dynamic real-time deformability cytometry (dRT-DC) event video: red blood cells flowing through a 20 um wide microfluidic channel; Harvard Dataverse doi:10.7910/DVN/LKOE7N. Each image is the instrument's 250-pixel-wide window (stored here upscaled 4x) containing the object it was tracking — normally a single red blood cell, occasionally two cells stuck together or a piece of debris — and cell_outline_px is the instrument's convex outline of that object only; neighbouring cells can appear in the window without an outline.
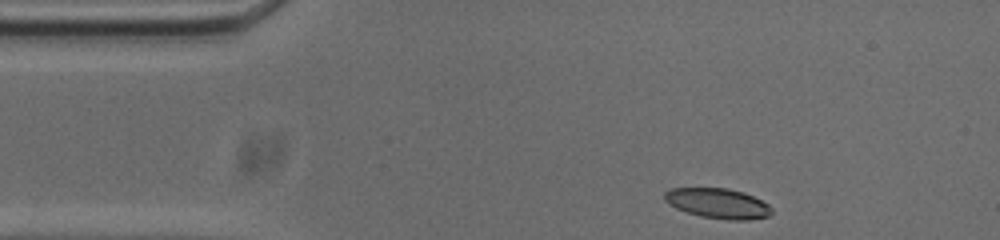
{"species": "common noctule bat (a hibernating species)", "species_latin": "Nyctalus noctula", "temperature_condition": "cold", "stored_images_in_passage": 47, "camera_frame_rate_fps": 3000, "um_per_image_px": 0.085, "animal": {"sex": "male", "body_mass_g": 20.0, "forearm_length_mm": 53.3}, "frame": {"image": 1, "passage_image": 1, "time_ms": 0.0, "image_size_px": [1000, 240], "cell_outline_px": [[772, 212], [768, 216], [748, 220], [728, 220], [700, 216], [676, 208], [668, 204], [664, 200], [664, 192], [668, 188], [728, 188], [744, 192], [768, 204], [772, 208]], "centroid_in_image_um": [60.99, 17.28], "position_along_channel_um": 24.0, "area_um2": 18.84}}
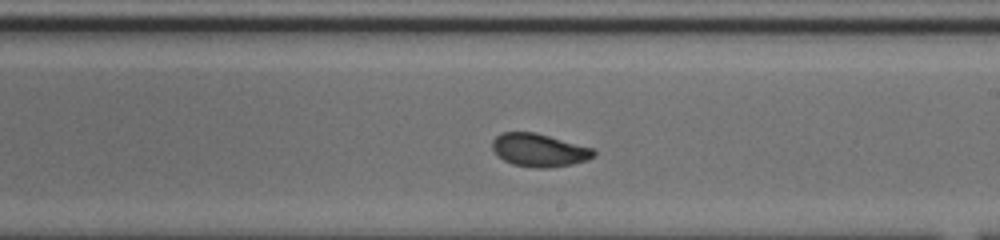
{"frame": {"image": 2, "passage_image": 23, "time_ms": 7.333, "image_size_px": [1000, 240], "cell_outline_px": [[596, 156], [588, 160], [572, 164], [548, 168], [532, 168], [512, 164], [504, 160], [492, 148], [492, 140], [496, 136], [504, 132], [532, 132], [548, 136], [592, 148], [596, 152]], "centroid_in_image_um": [45.84, 12.78], "position_along_channel_um": 243.2, "area_um2": 19.36}}
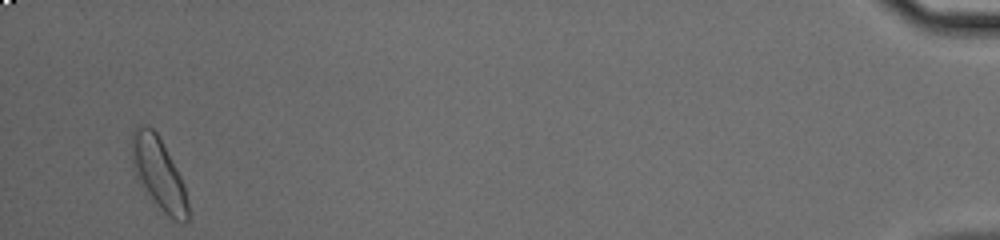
{"frame": {"image": 3, "passage_image": 45, "time_ms": 14.667, "image_size_px": [1000, 240], "cell_outline_px": [[188, 220], [184, 224], [180, 224], [172, 220], [160, 208], [136, 176], [132, 168], [132, 128], [140, 124], [148, 124], [156, 132], [176, 168], [184, 184], [188, 204]], "centroid_in_image_um": [13.49, 14.74], "position_along_channel_um": 421.7, "area_um2": 23.24}, "authors_computed_cell_mechanics": {"area_um2": 19.8254, "velocity_mm_per_s": 3.7206, "shape_relaxation_time_tau1_ms": 5.3712, "shape_relaxation_time_tau2_ms": 1.7765, "deformation_change_tau1": 0.1491, "deformation_change_tau2": 0.0733}}